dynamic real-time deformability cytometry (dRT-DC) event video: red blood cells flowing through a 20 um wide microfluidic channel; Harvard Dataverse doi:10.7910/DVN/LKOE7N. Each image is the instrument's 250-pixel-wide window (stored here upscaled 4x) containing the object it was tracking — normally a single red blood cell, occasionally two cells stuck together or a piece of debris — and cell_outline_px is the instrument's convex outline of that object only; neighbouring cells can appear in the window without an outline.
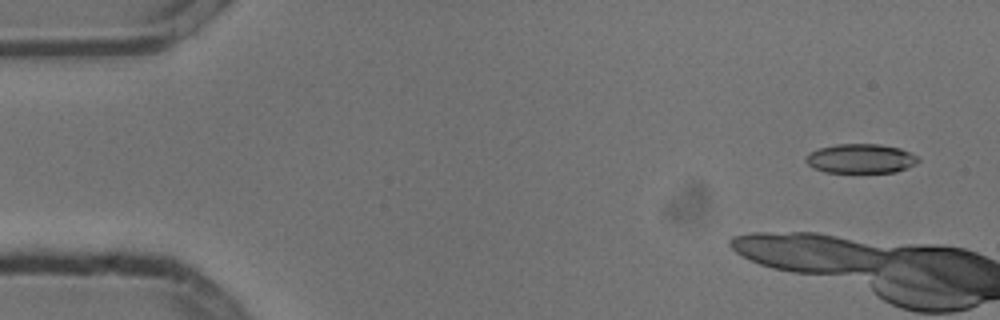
{"species": "common noctule bat (a hibernating species)", "species_latin": "Nyctalus noctula", "temperature_condition": "cold", "stored_images_in_passage": 7, "camera_frame_rate_fps": 3000, "um_per_image_px": 0.085, "animal": {"sex": "male", "body_mass_g": 13.3}, "frame": {"image": 1, "passage_image": 1, "time_ms": 0.0, "image_size_px": [1000, 320], "cell_outline_px": [[920, 160], [916, 164], [908, 168], [896, 172], [824, 172], [812, 168], [804, 160], [804, 156], [808, 152], [820, 148], [836, 144], [880, 144], [900, 148], [920, 156]], "centroid_in_image_um": [73.16, 13.48], "position_along_channel_um": 11.8, "area_um2": 19.54}}